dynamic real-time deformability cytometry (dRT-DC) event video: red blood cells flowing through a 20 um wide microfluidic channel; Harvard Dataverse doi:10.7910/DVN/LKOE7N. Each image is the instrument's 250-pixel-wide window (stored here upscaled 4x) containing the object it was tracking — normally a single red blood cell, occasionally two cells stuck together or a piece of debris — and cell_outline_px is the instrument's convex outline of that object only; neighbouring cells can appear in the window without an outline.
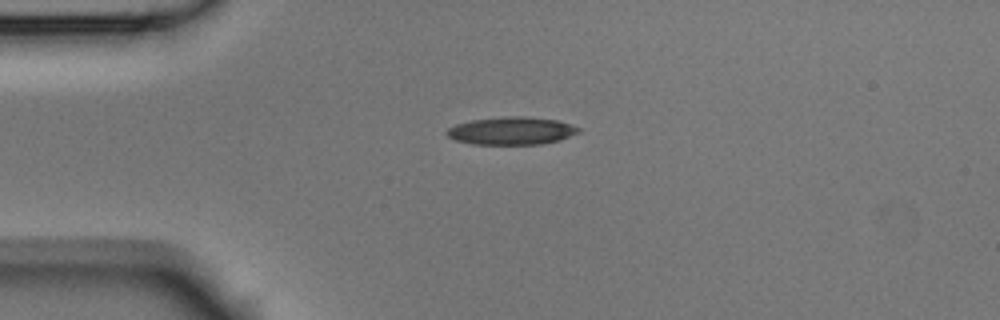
{"species": "Egyptian fruit bat (a non-hibernating species)", "species_latin": "Rousettus aegyptiacus", "temperature_condition": "room temperature", "stored_images_in_passage": 5, "camera_frame_rate_fps": 3000, "um_per_image_px": 0.085, "animal": {"sex": "male"}, "frame": {"image": 1, "passage_image": 5, "time_ms": 1.333, "image_size_px": [1000, 320], "cell_outline_px": [[580, 132], [560, 140], [540, 144], [472, 144], [456, 140], [448, 136], [444, 132], [448, 128], [456, 124], [472, 120], [504, 116], [524, 116], [556, 120], [580, 128]], "centroid_in_image_um": [43.46, 11.12], "position_along_channel_um": 41.5, "area_um2": 21.21}}